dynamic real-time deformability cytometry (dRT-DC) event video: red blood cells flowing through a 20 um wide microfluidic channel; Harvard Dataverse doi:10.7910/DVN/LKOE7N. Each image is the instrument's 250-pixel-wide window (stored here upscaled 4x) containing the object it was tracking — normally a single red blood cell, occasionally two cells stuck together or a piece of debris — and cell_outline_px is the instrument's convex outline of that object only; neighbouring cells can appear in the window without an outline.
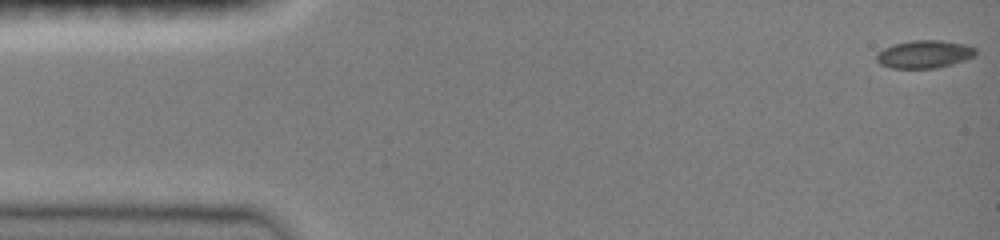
{"species": "common noctule bat (a hibernating species)", "species_latin": "Nyctalus noctula", "temperature_condition": "room temperature", "stored_images_in_passage": 47, "camera_frame_rate_fps": 3000, "um_per_image_px": 0.085, "animal": {"sex": "female", "body_mass_g": 19.0, "forearm_length_mm": 51.5}, "frame": {"image": 1, "passage_image": 1, "time_ms": 0.0, "image_size_px": [1000, 240], "cell_outline_px": [[976, 56], [952, 64], [936, 68], [892, 68], [880, 64], [876, 60], [876, 52], [892, 44], [912, 40], [940, 40], [968, 44], [976, 48]], "centroid_in_image_um": [78.57, 4.6], "position_along_channel_um": 6.4, "area_um2": 16.3}}
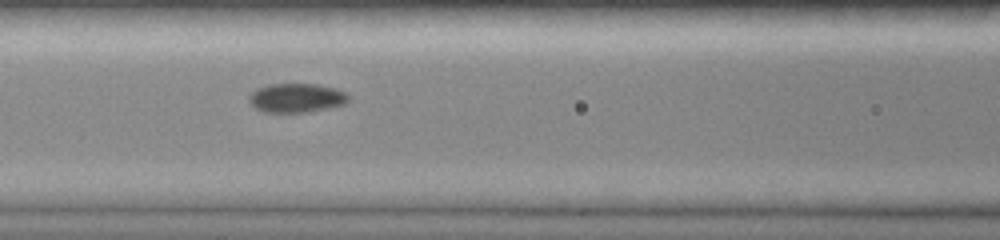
{"frame": {"image": 2, "passage_image": 20, "time_ms": 6.333, "image_size_px": [1000, 240], "cell_outline_px": [[348, 100], [344, 104], [328, 108], [308, 112], [264, 112], [256, 108], [248, 100], [248, 96], [256, 88], [268, 84], [316, 84], [336, 88], [344, 92], [348, 96]], "centroid_in_image_um": [25.17, 8.31], "position_along_channel_um": 141.4, "area_um2": 16.82}}
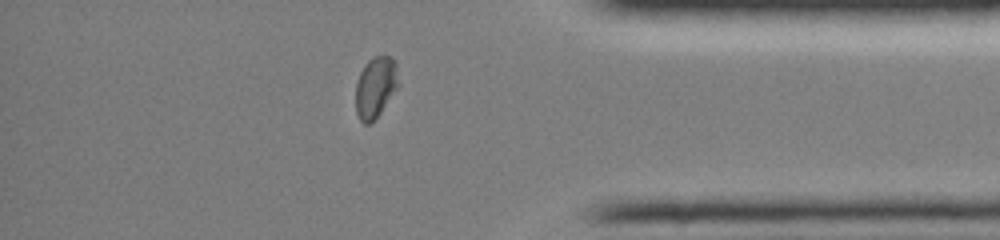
{"frame": {"image": 3, "passage_image": 40, "time_ms": 13.0, "image_size_px": [1000, 240], "cell_outline_px": [[400, 84], [380, 112], [368, 124], [364, 124], [360, 120], [356, 112], [356, 84], [360, 72], [364, 64], [372, 56], [392, 56], [396, 60]], "centroid_in_image_um": [31.94, 7.35], "position_along_channel_um": 403.3, "area_um2": 15.32}}